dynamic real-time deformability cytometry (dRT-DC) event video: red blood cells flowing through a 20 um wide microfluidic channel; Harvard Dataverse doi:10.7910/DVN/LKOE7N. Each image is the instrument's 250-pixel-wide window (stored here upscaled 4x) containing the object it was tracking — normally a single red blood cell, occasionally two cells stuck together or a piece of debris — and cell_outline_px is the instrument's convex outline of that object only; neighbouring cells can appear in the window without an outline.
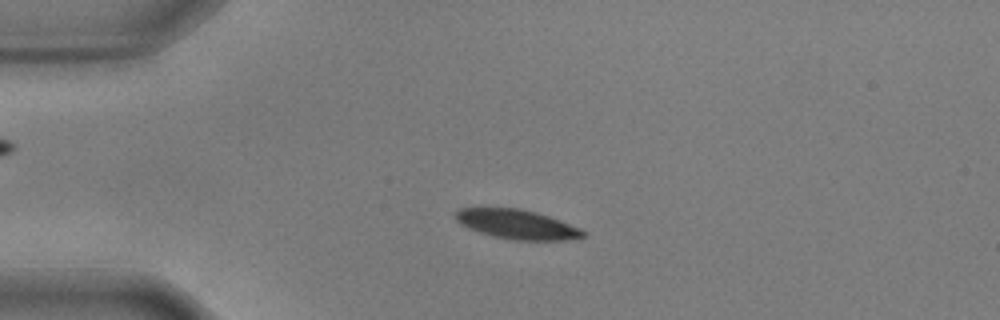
{"species": "common noctule bat (a hibernating species)", "species_latin": "Nyctalus noctula", "temperature_condition": "warm", "stored_images_in_passage": 51, "camera_frame_rate_fps": 3000, "um_per_image_px": 0.085, "animal": {"sex": "male", "body_mass_g": 17.9, "forearm_length_mm": 54.2}, "frame": {"image": 1, "passage_image": 8, "time_ms": 2.333, "image_size_px": [1000, 320], "cell_outline_px": [[588, 232], [584, 236], [564, 240], [516, 240], [496, 236], [480, 232], [468, 228], [460, 224], [456, 220], [456, 212], [460, 208], [520, 208], [536, 212], [560, 220], [580, 228]], "centroid_in_image_um": [43.96, 19.06], "position_along_channel_um": 41.0, "area_um2": 21.62}}
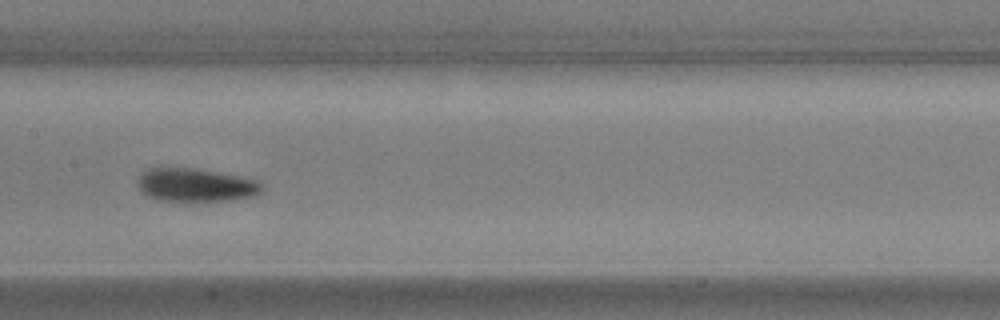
{"frame": {"image": 2, "passage_image": 23, "time_ms": 7.333, "image_size_px": [1000, 320], "cell_outline_px": [[264, 192], [252, 196], [228, 200], [156, 200], [148, 196], [136, 184], [140, 176], [148, 168], [160, 164], [168, 164], [196, 168], [220, 172], [260, 180], [264, 188]], "centroid_in_image_um": [16.62, 15.66], "position_along_channel_um": 190.8, "area_um2": 24.85}}
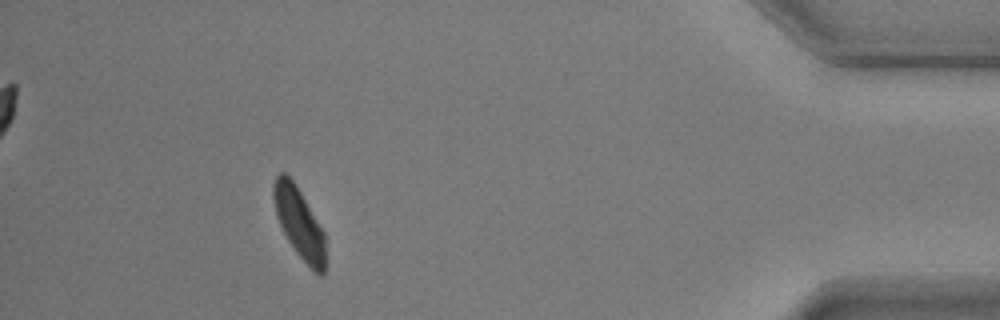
{"frame": {"image": 3, "passage_image": 46, "time_ms": 15.0, "image_size_px": [1000, 320], "cell_outline_px": [[324, 272], [320, 276], [296, 252], [288, 240], [276, 216], [272, 196], [272, 184], [276, 176], [280, 172], [284, 172], [292, 180], [300, 192], [324, 232]], "centroid_in_image_um": [25.38, 18.9], "position_along_channel_um": 409.8, "area_um2": 20.75}, "authors_computed_cell_mechanics": {"area_um2": 23.12, "velocity_mm_per_s": 3.5483, "shape_relaxation_time_tau1_ms": 1.9966, "shape_relaxation_time_tau2_ms": null, "deformation_change_tau1": 0.1111, "deformation_change_tau2": null}}